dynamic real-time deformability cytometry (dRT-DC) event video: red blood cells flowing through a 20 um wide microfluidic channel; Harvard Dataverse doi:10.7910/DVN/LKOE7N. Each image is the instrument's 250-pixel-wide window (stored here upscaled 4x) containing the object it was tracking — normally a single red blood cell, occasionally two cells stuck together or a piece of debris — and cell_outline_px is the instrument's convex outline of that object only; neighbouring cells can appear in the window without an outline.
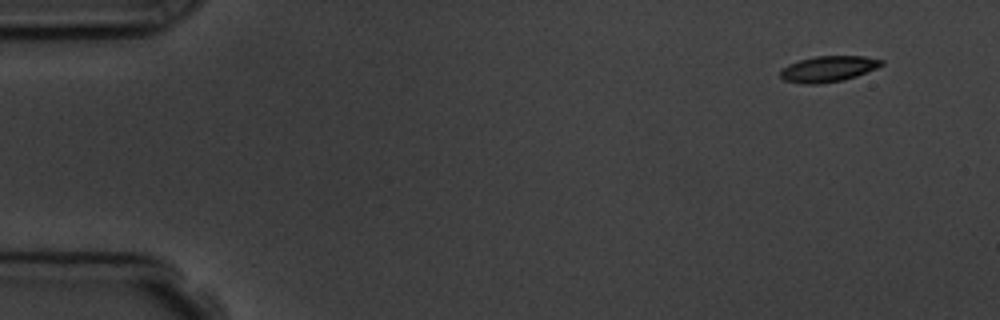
{"species": "common noctule bat (a hibernating species)", "species_latin": "Nyctalus noctula", "temperature_condition": "room temperature", "stored_images_in_passage": 6, "camera_frame_rate_fps": 3000, "um_per_image_px": 0.085, "animal": {"sex": "male", "body_mass_g": 19.5, "forearm_length_mm": 54.6}, "frame": {"image": 1, "passage_image": 1, "time_ms": 0.0, "image_size_px": [1000, 320], "cell_outline_px": [[884, 64], [876, 68], [856, 76], [844, 80], [816, 84], [804, 84], [784, 80], [780, 76], [780, 72], [788, 64], [800, 60], [816, 56], [864, 56], [884, 60]], "centroid_in_image_um": [70.42, 5.85], "position_along_channel_um": 14.6, "area_um2": 15.14}}
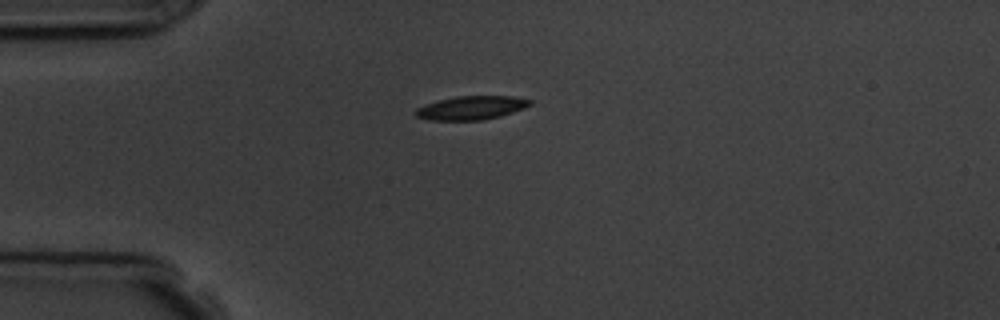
{"frame": {"image": 2, "passage_image": 4, "time_ms": 3.333, "image_size_px": [1000, 320], "cell_outline_px": [[532, 104], [524, 108], [500, 116], [484, 120], [428, 120], [416, 116], [412, 112], [416, 108], [424, 104], [436, 100], [456, 96], [512, 96], [532, 100]], "centroid_in_image_um": [40.01, 9.16], "position_along_channel_um": 45.0, "area_um2": 15.95}}